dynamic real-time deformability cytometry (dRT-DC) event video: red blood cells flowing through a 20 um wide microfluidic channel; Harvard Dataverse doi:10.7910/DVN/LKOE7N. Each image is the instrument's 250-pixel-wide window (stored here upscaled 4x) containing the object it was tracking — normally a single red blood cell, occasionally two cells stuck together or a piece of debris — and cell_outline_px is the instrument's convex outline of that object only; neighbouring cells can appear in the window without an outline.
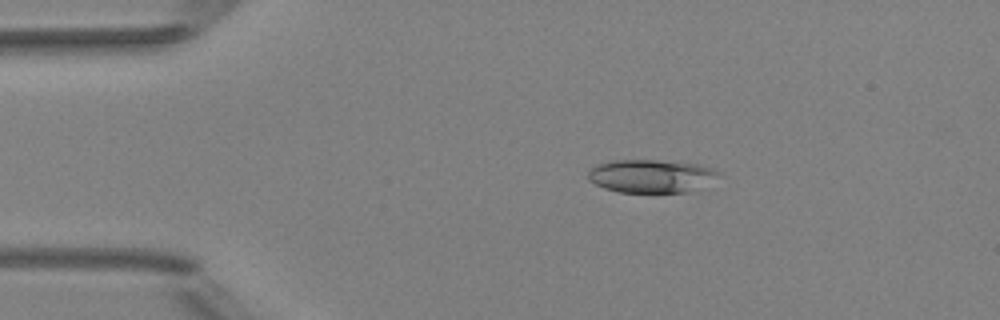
{"species": "Egyptian fruit bat (a non-hibernating species)", "species_latin": "Rousettus aegyptiacus", "temperature_condition": "room temperature", "stored_images_in_passage": 6, "camera_frame_rate_fps": 3000, "um_per_image_px": 0.085, "animal": {"sex": "female"}, "frame": {"image": 1, "passage_image": 3, "time_ms": 2.333, "image_size_px": [1000, 320], "cell_outline_px": [[720, 172], [716, 176], [688, 192], [620, 192], [604, 188], [588, 180], [588, 168], [596, 164], [616, 160], [656, 160], [696, 164], [712, 168]], "centroid_in_image_um": [55.23, 14.95], "position_along_channel_um": 29.8, "area_um2": 24.74}}
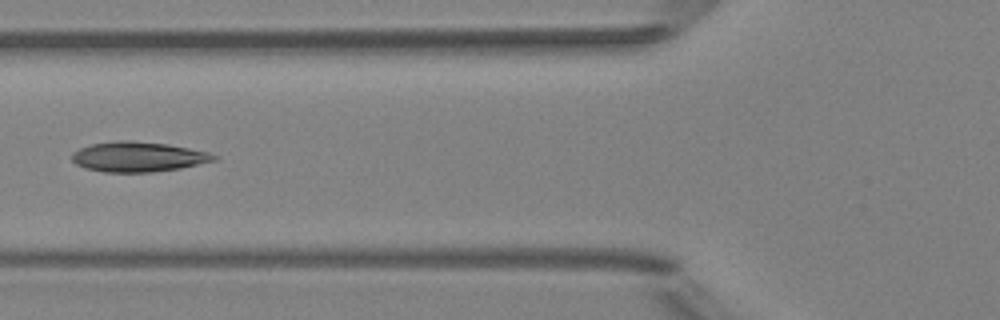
{"frame": {"image": 2, "passage_image": 6, "time_ms": 5.667, "image_size_px": [1000, 320], "cell_outline_px": [[216, 160], [180, 168], [152, 172], [104, 172], [84, 168], [76, 164], [72, 160], [72, 152], [80, 148], [92, 144], [116, 140], [128, 140], [168, 144], [208, 152], [216, 156]], "centroid_in_image_um": [11.7, 13.32], "position_along_channel_um": 114.1, "area_um2": 24.74}}